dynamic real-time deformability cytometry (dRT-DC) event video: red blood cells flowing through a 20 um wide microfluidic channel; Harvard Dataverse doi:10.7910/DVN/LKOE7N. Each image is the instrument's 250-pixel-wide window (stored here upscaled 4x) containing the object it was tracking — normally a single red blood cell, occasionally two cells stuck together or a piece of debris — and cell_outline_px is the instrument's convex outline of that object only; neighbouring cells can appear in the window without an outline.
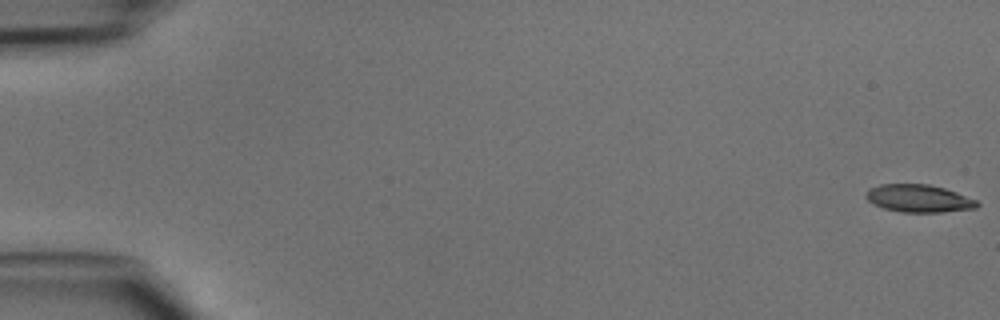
{"species": "common noctule bat (a hibernating species)", "species_latin": "Nyctalus noctula", "temperature_condition": "cold", "stored_images_in_passage": 48, "camera_frame_rate_fps": 3000, "um_per_image_px": 0.085, "animal": {"sex": "male", "body_mass_g": 15.6}, "frame": {"image": 1, "passage_image": 1, "time_ms": 0.0, "image_size_px": [1000, 320], "cell_outline_px": [[980, 204], [976, 208], [944, 212], [900, 212], [884, 208], [868, 200], [864, 196], [868, 188], [880, 184], [928, 184], [944, 188], [956, 192], [976, 200]], "centroid_in_image_um": [78.08, 16.86], "position_along_channel_um": 6.9, "area_um2": 17.86}}
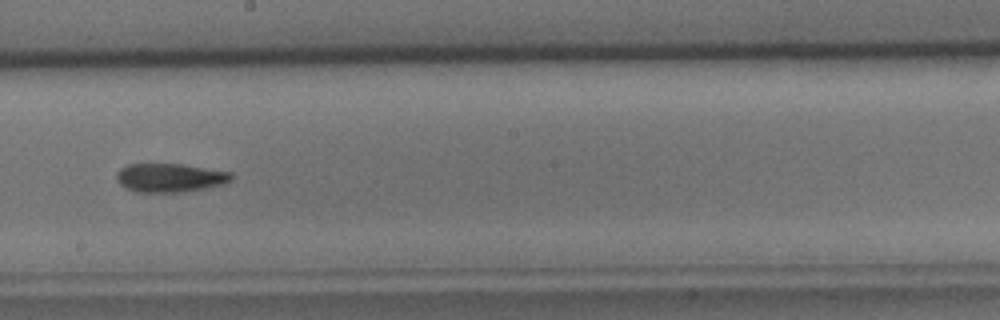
{"frame": {"image": 2, "passage_image": 28, "time_ms": 9.0, "image_size_px": [1000, 320], "cell_outline_px": [[232, 180], [220, 184], [204, 188], [184, 192], [136, 192], [124, 188], [116, 180], [116, 172], [120, 168], [128, 164], [184, 164], [232, 172]], "centroid_in_image_um": [14.4, 15.1], "position_along_channel_um": 233.8, "area_um2": 19.31}}
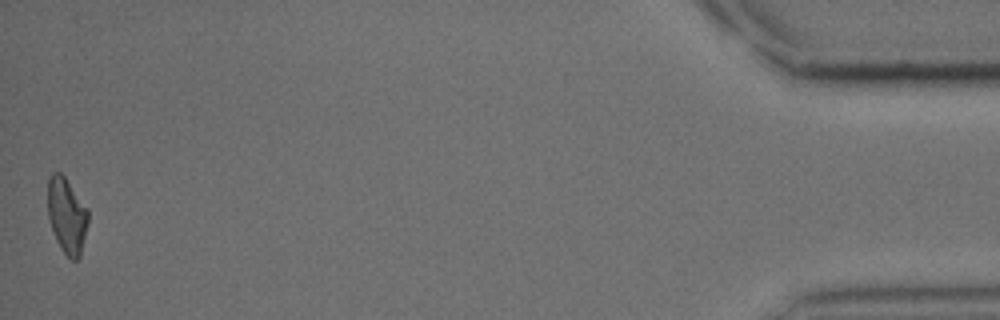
{"frame": {"image": 3, "passage_image": 48, "time_ms": 15.667, "image_size_px": [1000, 320], "cell_outline_px": [[88, 224], [80, 256], [76, 260], [72, 260], [60, 248], [56, 240], [48, 216], [48, 180], [52, 172], [60, 172], [64, 176], [88, 208]], "centroid_in_image_um": [5.69, 18.32], "position_along_channel_um": 429.5, "area_um2": 17.74}}